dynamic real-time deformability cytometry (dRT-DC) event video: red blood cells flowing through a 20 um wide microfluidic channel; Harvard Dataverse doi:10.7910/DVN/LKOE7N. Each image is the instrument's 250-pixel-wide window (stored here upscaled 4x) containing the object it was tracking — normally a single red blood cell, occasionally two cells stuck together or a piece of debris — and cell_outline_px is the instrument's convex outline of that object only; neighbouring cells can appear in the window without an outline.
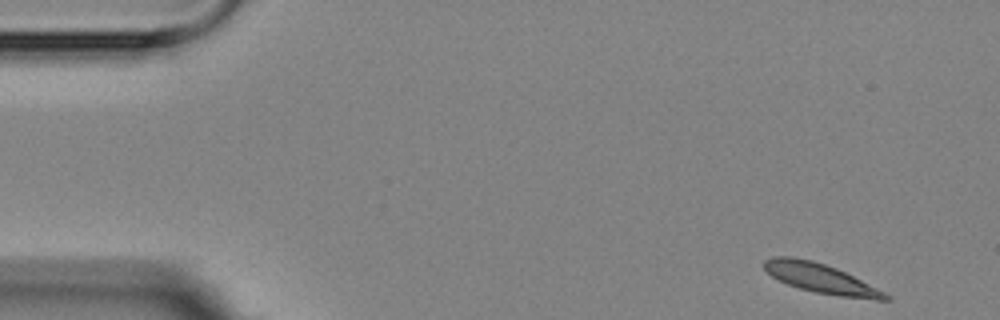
{"species": "Egyptian fruit bat (a non-hibernating species)", "species_latin": "Rousettus aegyptiacus", "temperature_condition": "room temperature", "stored_images_in_passage": 16, "camera_frame_rate_fps": 3000, "um_per_image_px": 0.085, "animal": {"sex": "female"}, "frame": {"image": 1, "passage_image": 1, "time_ms": 0.0, "image_size_px": [1000, 320], "cell_outline_px": [[892, 300], [876, 300], [840, 296], [816, 292], [800, 288], [788, 284], [772, 276], [764, 268], [764, 260], [772, 256], [792, 256], [812, 260], [836, 268], [892, 296]], "centroid_in_image_um": [69.75, 23.65], "position_along_channel_um": 15.2, "area_um2": 20.52}}
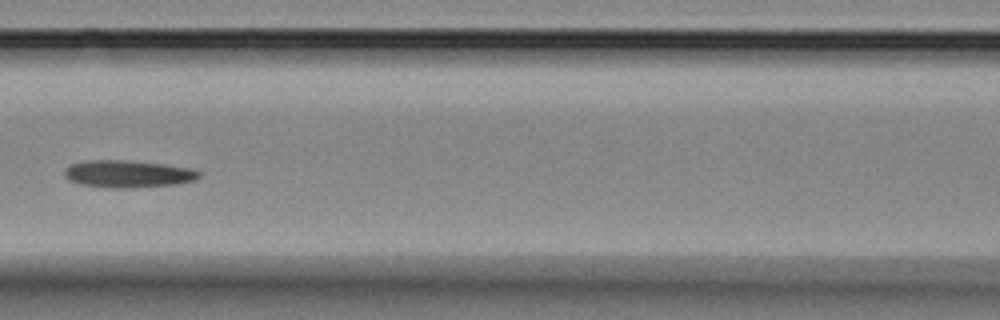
{"frame": {"image": 2, "passage_image": 7, "time_ms": 7.0, "image_size_px": [1000, 320], "cell_outline_px": [[200, 176], [196, 180], [176, 184], [128, 188], [116, 188], [80, 184], [68, 180], [64, 176], [64, 168], [72, 164], [84, 160], [128, 160], [164, 164], [192, 168], [200, 172]], "centroid_in_image_um": [10.87, 14.77], "position_along_channel_um": 155.7, "area_um2": 21.5}}
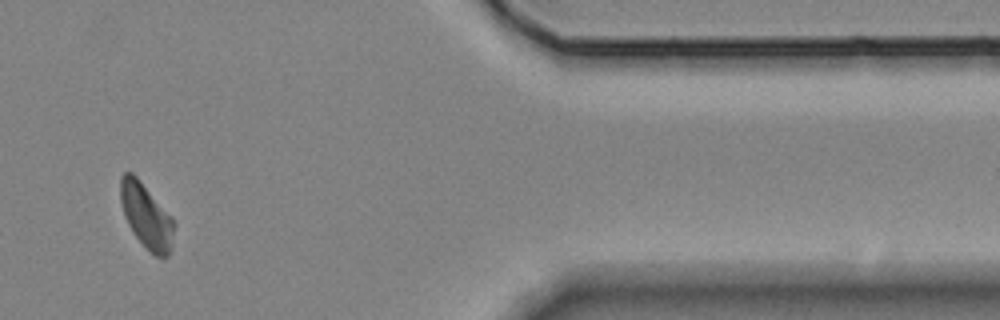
{"frame": {"image": 3, "passage_image": 14, "time_ms": 15.0, "image_size_px": [1000, 320], "cell_outline_px": [[172, 248], [168, 256], [156, 256], [132, 232], [124, 216], [120, 200], [120, 176], [124, 172], [132, 172], [136, 176], [172, 216]], "centroid_in_image_um": [12.4, 18.31], "position_along_channel_um": 399.0, "area_um2": 19.77}, "authors_computed_cell_mechanics": {"area_um2": 20.7213, "velocity_mm_per_s": 3.5142, "shape_relaxation_time_tau1_ms": 6.3974, "shape_relaxation_time_tau2_ms": null, "deformation_change_tau1": 0.1417, "deformation_change_tau2": null}}